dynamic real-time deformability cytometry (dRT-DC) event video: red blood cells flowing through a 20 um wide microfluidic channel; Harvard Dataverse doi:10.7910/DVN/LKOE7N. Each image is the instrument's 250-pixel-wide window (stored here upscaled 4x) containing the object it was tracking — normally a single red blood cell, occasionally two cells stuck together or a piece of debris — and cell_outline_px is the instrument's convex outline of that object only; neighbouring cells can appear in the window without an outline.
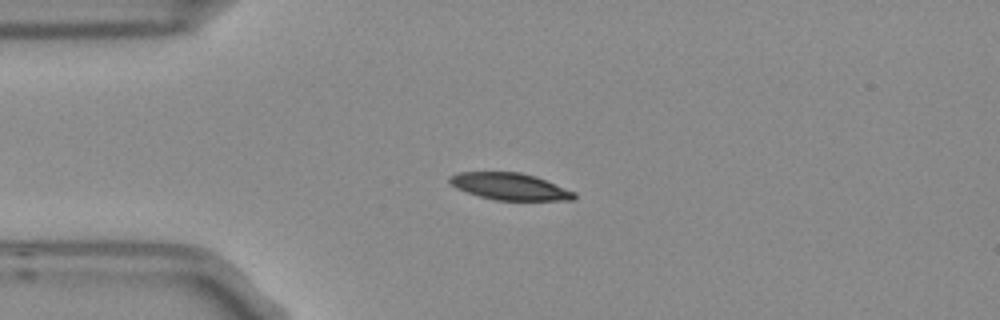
{"species": "Egyptian fruit bat (a non-hibernating species)", "species_latin": "Rousettus aegyptiacus", "temperature_condition": "room temperature", "stored_images_in_passage": 5, "camera_frame_rate_fps": 3000, "um_per_image_px": 0.085, "frame": {"image": 1, "passage_image": 3, "time_ms": 0.667, "image_size_px": [1000, 320], "cell_outline_px": [[576, 200], [496, 200], [480, 196], [456, 188], [448, 180], [448, 176], [460, 172], [520, 172], [536, 176], [576, 192]], "centroid_in_image_um": [43.36, 15.85], "position_along_channel_um": 41.6, "area_um2": 19.48}}